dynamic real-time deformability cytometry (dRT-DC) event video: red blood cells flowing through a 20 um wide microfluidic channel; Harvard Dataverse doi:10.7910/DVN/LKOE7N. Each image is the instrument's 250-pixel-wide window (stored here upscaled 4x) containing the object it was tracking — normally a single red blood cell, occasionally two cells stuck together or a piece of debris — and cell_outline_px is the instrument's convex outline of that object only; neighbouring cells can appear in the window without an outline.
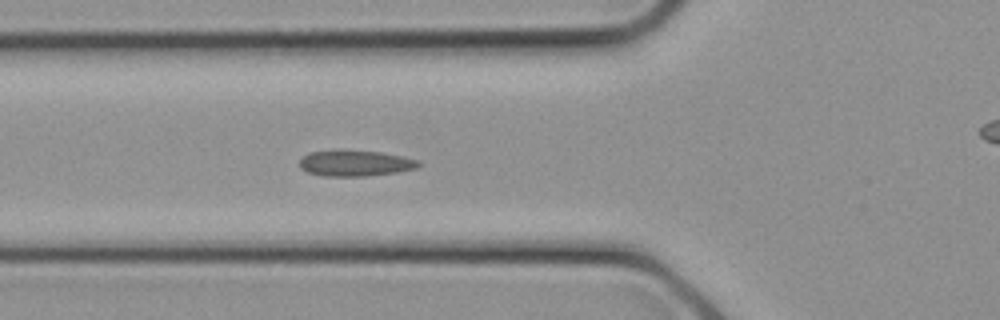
{"species": "common noctule bat (a hibernating species)", "species_latin": "Nyctalus noctula", "temperature_condition": "cold", "stored_images_in_passage": 10, "camera_frame_rate_fps": 3000, "um_per_image_px": 0.085, "animal": {"sex": "female", "body_mass_g": 21.9}, "frame": {"image": 1, "passage_image": 9, "time_ms": 2.667, "image_size_px": [1000, 320], "cell_outline_px": [[420, 164], [416, 168], [396, 172], [368, 176], [324, 176], [308, 172], [300, 168], [300, 160], [308, 152], [336, 148], [340, 148], [380, 152], [420, 160]], "centroid_in_image_um": [30.14, 13.84], "position_along_channel_um": 95.7, "area_um2": 18.38}}